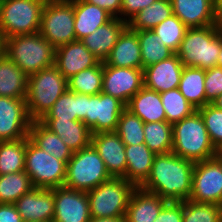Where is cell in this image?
<instances>
[{"mask_svg": "<svg viewBox=\"0 0 222 222\" xmlns=\"http://www.w3.org/2000/svg\"><path fill=\"white\" fill-rule=\"evenodd\" d=\"M194 164L173 152L155 155L150 175L140 188L168 202L189 200Z\"/></svg>", "mask_w": 222, "mask_h": 222, "instance_id": "obj_1", "label": "cell"}, {"mask_svg": "<svg viewBox=\"0 0 222 222\" xmlns=\"http://www.w3.org/2000/svg\"><path fill=\"white\" fill-rule=\"evenodd\" d=\"M171 152L193 162L217 156V150L211 143L204 121L197 110L172 125Z\"/></svg>", "mask_w": 222, "mask_h": 222, "instance_id": "obj_2", "label": "cell"}, {"mask_svg": "<svg viewBox=\"0 0 222 222\" xmlns=\"http://www.w3.org/2000/svg\"><path fill=\"white\" fill-rule=\"evenodd\" d=\"M222 22L206 27L188 28L176 55L185 67L203 70L217 66Z\"/></svg>", "mask_w": 222, "mask_h": 222, "instance_id": "obj_3", "label": "cell"}, {"mask_svg": "<svg viewBox=\"0 0 222 222\" xmlns=\"http://www.w3.org/2000/svg\"><path fill=\"white\" fill-rule=\"evenodd\" d=\"M3 53L28 76L54 65L55 47L40 33L4 39Z\"/></svg>", "mask_w": 222, "mask_h": 222, "instance_id": "obj_4", "label": "cell"}, {"mask_svg": "<svg viewBox=\"0 0 222 222\" xmlns=\"http://www.w3.org/2000/svg\"><path fill=\"white\" fill-rule=\"evenodd\" d=\"M67 89V79L55 65L29 75L25 102L30 118L40 120Z\"/></svg>", "mask_w": 222, "mask_h": 222, "instance_id": "obj_5", "label": "cell"}, {"mask_svg": "<svg viewBox=\"0 0 222 222\" xmlns=\"http://www.w3.org/2000/svg\"><path fill=\"white\" fill-rule=\"evenodd\" d=\"M110 178L104 161L90 144L74 152L67 162L64 187L88 192Z\"/></svg>", "mask_w": 222, "mask_h": 222, "instance_id": "obj_6", "label": "cell"}, {"mask_svg": "<svg viewBox=\"0 0 222 222\" xmlns=\"http://www.w3.org/2000/svg\"><path fill=\"white\" fill-rule=\"evenodd\" d=\"M136 186L122 177H111L87 192L90 216L98 218L125 217Z\"/></svg>", "mask_w": 222, "mask_h": 222, "instance_id": "obj_7", "label": "cell"}, {"mask_svg": "<svg viewBox=\"0 0 222 222\" xmlns=\"http://www.w3.org/2000/svg\"><path fill=\"white\" fill-rule=\"evenodd\" d=\"M47 0H0V33L3 40L39 33L41 13Z\"/></svg>", "mask_w": 222, "mask_h": 222, "instance_id": "obj_8", "label": "cell"}, {"mask_svg": "<svg viewBox=\"0 0 222 222\" xmlns=\"http://www.w3.org/2000/svg\"><path fill=\"white\" fill-rule=\"evenodd\" d=\"M39 33L55 48L75 41L74 0H47L41 13Z\"/></svg>", "mask_w": 222, "mask_h": 222, "instance_id": "obj_9", "label": "cell"}, {"mask_svg": "<svg viewBox=\"0 0 222 222\" xmlns=\"http://www.w3.org/2000/svg\"><path fill=\"white\" fill-rule=\"evenodd\" d=\"M35 188L53 189L64 186L66 163L36 146L27 137L25 170Z\"/></svg>", "mask_w": 222, "mask_h": 222, "instance_id": "obj_10", "label": "cell"}, {"mask_svg": "<svg viewBox=\"0 0 222 222\" xmlns=\"http://www.w3.org/2000/svg\"><path fill=\"white\" fill-rule=\"evenodd\" d=\"M189 200L222 206V160L218 156L195 162Z\"/></svg>", "mask_w": 222, "mask_h": 222, "instance_id": "obj_11", "label": "cell"}, {"mask_svg": "<svg viewBox=\"0 0 222 222\" xmlns=\"http://www.w3.org/2000/svg\"><path fill=\"white\" fill-rule=\"evenodd\" d=\"M125 109L122 101L103 92L87 95V113L82 122L92 134L116 131L118 119Z\"/></svg>", "mask_w": 222, "mask_h": 222, "instance_id": "obj_12", "label": "cell"}, {"mask_svg": "<svg viewBox=\"0 0 222 222\" xmlns=\"http://www.w3.org/2000/svg\"><path fill=\"white\" fill-rule=\"evenodd\" d=\"M143 86V69L113 67L103 63V93L111 95L127 105Z\"/></svg>", "mask_w": 222, "mask_h": 222, "instance_id": "obj_13", "label": "cell"}, {"mask_svg": "<svg viewBox=\"0 0 222 222\" xmlns=\"http://www.w3.org/2000/svg\"><path fill=\"white\" fill-rule=\"evenodd\" d=\"M32 121L25 99L0 96V141L28 137Z\"/></svg>", "mask_w": 222, "mask_h": 222, "instance_id": "obj_14", "label": "cell"}, {"mask_svg": "<svg viewBox=\"0 0 222 222\" xmlns=\"http://www.w3.org/2000/svg\"><path fill=\"white\" fill-rule=\"evenodd\" d=\"M87 192L66 187L54 188V218L52 222H89Z\"/></svg>", "mask_w": 222, "mask_h": 222, "instance_id": "obj_15", "label": "cell"}, {"mask_svg": "<svg viewBox=\"0 0 222 222\" xmlns=\"http://www.w3.org/2000/svg\"><path fill=\"white\" fill-rule=\"evenodd\" d=\"M91 144L104 161L110 176L126 179V145L118 134L115 131L92 134Z\"/></svg>", "mask_w": 222, "mask_h": 222, "instance_id": "obj_16", "label": "cell"}, {"mask_svg": "<svg viewBox=\"0 0 222 222\" xmlns=\"http://www.w3.org/2000/svg\"><path fill=\"white\" fill-rule=\"evenodd\" d=\"M23 222H52L54 218V188H32L14 203Z\"/></svg>", "mask_w": 222, "mask_h": 222, "instance_id": "obj_17", "label": "cell"}, {"mask_svg": "<svg viewBox=\"0 0 222 222\" xmlns=\"http://www.w3.org/2000/svg\"><path fill=\"white\" fill-rule=\"evenodd\" d=\"M100 60L89 51L81 40L55 48L54 65L66 79L78 72L96 66Z\"/></svg>", "mask_w": 222, "mask_h": 222, "instance_id": "obj_18", "label": "cell"}, {"mask_svg": "<svg viewBox=\"0 0 222 222\" xmlns=\"http://www.w3.org/2000/svg\"><path fill=\"white\" fill-rule=\"evenodd\" d=\"M183 64L174 53L169 58L143 69L144 86L159 93L176 89L179 86Z\"/></svg>", "mask_w": 222, "mask_h": 222, "instance_id": "obj_19", "label": "cell"}, {"mask_svg": "<svg viewBox=\"0 0 222 222\" xmlns=\"http://www.w3.org/2000/svg\"><path fill=\"white\" fill-rule=\"evenodd\" d=\"M173 14L188 28L217 25L222 21L217 16L212 0H171Z\"/></svg>", "mask_w": 222, "mask_h": 222, "instance_id": "obj_20", "label": "cell"}, {"mask_svg": "<svg viewBox=\"0 0 222 222\" xmlns=\"http://www.w3.org/2000/svg\"><path fill=\"white\" fill-rule=\"evenodd\" d=\"M103 63L113 67L142 69L137 32L127 26Z\"/></svg>", "mask_w": 222, "mask_h": 222, "instance_id": "obj_21", "label": "cell"}, {"mask_svg": "<svg viewBox=\"0 0 222 222\" xmlns=\"http://www.w3.org/2000/svg\"><path fill=\"white\" fill-rule=\"evenodd\" d=\"M39 121L57 134L73 153L91 144L92 132L82 121L59 118H41Z\"/></svg>", "mask_w": 222, "mask_h": 222, "instance_id": "obj_22", "label": "cell"}, {"mask_svg": "<svg viewBox=\"0 0 222 222\" xmlns=\"http://www.w3.org/2000/svg\"><path fill=\"white\" fill-rule=\"evenodd\" d=\"M126 27V21L121 20L119 17H113L81 41L91 53L101 62H104Z\"/></svg>", "mask_w": 222, "mask_h": 222, "instance_id": "obj_23", "label": "cell"}, {"mask_svg": "<svg viewBox=\"0 0 222 222\" xmlns=\"http://www.w3.org/2000/svg\"><path fill=\"white\" fill-rule=\"evenodd\" d=\"M167 203L168 201L159 195L136 187L130 197L125 220L126 222H154Z\"/></svg>", "mask_w": 222, "mask_h": 222, "instance_id": "obj_24", "label": "cell"}, {"mask_svg": "<svg viewBox=\"0 0 222 222\" xmlns=\"http://www.w3.org/2000/svg\"><path fill=\"white\" fill-rule=\"evenodd\" d=\"M113 18L106 10L84 0H74L76 40H82Z\"/></svg>", "mask_w": 222, "mask_h": 222, "instance_id": "obj_25", "label": "cell"}, {"mask_svg": "<svg viewBox=\"0 0 222 222\" xmlns=\"http://www.w3.org/2000/svg\"><path fill=\"white\" fill-rule=\"evenodd\" d=\"M126 109L144 123L166 121L160 93L145 86L130 99Z\"/></svg>", "mask_w": 222, "mask_h": 222, "instance_id": "obj_26", "label": "cell"}, {"mask_svg": "<svg viewBox=\"0 0 222 222\" xmlns=\"http://www.w3.org/2000/svg\"><path fill=\"white\" fill-rule=\"evenodd\" d=\"M126 180L140 187L149 177L154 154L145 143L126 145Z\"/></svg>", "mask_w": 222, "mask_h": 222, "instance_id": "obj_27", "label": "cell"}, {"mask_svg": "<svg viewBox=\"0 0 222 222\" xmlns=\"http://www.w3.org/2000/svg\"><path fill=\"white\" fill-rule=\"evenodd\" d=\"M28 75L4 53L0 56V96L26 98Z\"/></svg>", "mask_w": 222, "mask_h": 222, "instance_id": "obj_28", "label": "cell"}, {"mask_svg": "<svg viewBox=\"0 0 222 222\" xmlns=\"http://www.w3.org/2000/svg\"><path fill=\"white\" fill-rule=\"evenodd\" d=\"M28 137L40 149L53 155L56 159L64 161L66 164L72 157L73 152L61 138L39 120L32 121Z\"/></svg>", "mask_w": 222, "mask_h": 222, "instance_id": "obj_29", "label": "cell"}, {"mask_svg": "<svg viewBox=\"0 0 222 222\" xmlns=\"http://www.w3.org/2000/svg\"><path fill=\"white\" fill-rule=\"evenodd\" d=\"M87 113V95L68 89L56 100L42 118L82 121Z\"/></svg>", "mask_w": 222, "mask_h": 222, "instance_id": "obj_30", "label": "cell"}, {"mask_svg": "<svg viewBox=\"0 0 222 222\" xmlns=\"http://www.w3.org/2000/svg\"><path fill=\"white\" fill-rule=\"evenodd\" d=\"M205 70L196 67H183L179 91L197 110L206 105Z\"/></svg>", "mask_w": 222, "mask_h": 222, "instance_id": "obj_31", "label": "cell"}, {"mask_svg": "<svg viewBox=\"0 0 222 222\" xmlns=\"http://www.w3.org/2000/svg\"><path fill=\"white\" fill-rule=\"evenodd\" d=\"M173 15L171 0H157L142 9L128 22L127 26L133 30H150Z\"/></svg>", "mask_w": 222, "mask_h": 222, "instance_id": "obj_32", "label": "cell"}, {"mask_svg": "<svg viewBox=\"0 0 222 222\" xmlns=\"http://www.w3.org/2000/svg\"><path fill=\"white\" fill-rule=\"evenodd\" d=\"M136 32L140 42L142 69L165 60L174 54L152 29L138 30Z\"/></svg>", "mask_w": 222, "mask_h": 222, "instance_id": "obj_33", "label": "cell"}, {"mask_svg": "<svg viewBox=\"0 0 222 222\" xmlns=\"http://www.w3.org/2000/svg\"><path fill=\"white\" fill-rule=\"evenodd\" d=\"M27 137L13 141H0V175L25 170Z\"/></svg>", "mask_w": 222, "mask_h": 222, "instance_id": "obj_34", "label": "cell"}, {"mask_svg": "<svg viewBox=\"0 0 222 222\" xmlns=\"http://www.w3.org/2000/svg\"><path fill=\"white\" fill-rule=\"evenodd\" d=\"M103 62L82 70L67 79L68 90L85 95H98L102 92Z\"/></svg>", "mask_w": 222, "mask_h": 222, "instance_id": "obj_35", "label": "cell"}, {"mask_svg": "<svg viewBox=\"0 0 222 222\" xmlns=\"http://www.w3.org/2000/svg\"><path fill=\"white\" fill-rule=\"evenodd\" d=\"M144 143L156 155L172 151V124L167 121L144 123Z\"/></svg>", "mask_w": 222, "mask_h": 222, "instance_id": "obj_36", "label": "cell"}, {"mask_svg": "<svg viewBox=\"0 0 222 222\" xmlns=\"http://www.w3.org/2000/svg\"><path fill=\"white\" fill-rule=\"evenodd\" d=\"M33 187L25 171L0 175V203L14 204Z\"/></svg>", "mask_w": 222, "mask_h": 222, "instance_id": "obj_37", "label": "cell"}, {"mask_svg": "<svg viewBox=\"0 0 222 222\" xmlns=\"http://www.w3.org/2000/svg\"><path fill=\"white\" fill-rule=\"evenodd\" d=\"M160 96L166 121L172 125L192 115L197 110L185 99L178 88L160 93Z\"/></svg>", "mask_w": 222, "mask_h": 222, "instance_id": "obj_38", "label": "cell"}, {"mask_svg": "<svg viewBox=\"0 0 222 222\" xmlns=\"http://www.w3.org/2000/svg\"><path fill=\"white\" fill-rule=\"evenodd\" d=\"M125 145L144 143V122L129 110L125 109L118 119L115 131Z\"/></svg>", "mask_w": 222, "mask_h": 222, "instance_id": "obj_39", "label": "cell"}, {"mask_svg": "<svg viewBox=\"0 0 222 222\" xmlns=\"http://www.w3.org/2000/svg\"><path fill=\"white\" fill-rule=\"evenodd\" d=\"M153 32L160 37L165 46L176 53L185 37L188 27L176 16L171 15L154 27Z\"/></svg>", "mask_w": 222, "mask_h": 222, "instance_id": "obj_40", "label": "cell"}, {"mask_svg": "<svg viewBox=\"0 0 222 222\" xmlns=\"http://www.w3.org/2000/svg\"><path fill=\"white\" fill-rule=\"evenodd\" d=\"M182 203L183 222H222V206L191 200Z\"/></svg>", "mask_w": 222, "mask_h": 222, "instance_id": "obj_41", "label": "cell"}, {"mask_svg": "<svg viewBox=\"0 0 222 222\" xmlns=\"http://www.w3.org/2000/svg\"><path fill=\"white\" fill-rule=\"evenodd\" d=\"M197 111L201 114L211 143L218 150L222 147V110L208 103Z\"/></svg>", "mask_w": 222, "mask_h": 222, "instance_id": "obj_42", "label": "cell"}, {"mask_svg": "<svg viewBox=\"0 0 222 222\" xmlns=\"http://www.w3.org/2000/svg\"><path fill=\"white\" fill-rule=\"evenodd\" d=\"M206 104L211 103L222 94V68L215 66L205 70Z\"/></svg>", "mask_w": 222, "mask_h": 222, "instance_id": "obj_43", "label": "cell"}, {"mask_svg": "<svg viewBox=\"0 0 222 222\" xmlns=\"http://www.w3.org/2000/svg\"><path fill=\"white\" fill-rule=\"evenodd\" d=\"M154 222H183V203L168 202Z\"/></svg>", "mask_w": 222, "mask_h": 222, "instance_id": "obj_44", "label": "cell"}, {"mask_svg": "<svg viewBox=\"0 0 222 222\" xmlns=\"http://www.w3.org/2000/svg\"><path fill=\"white\" fill-rule=\"evenodd\" d=\"M155 1L157 0H122L120 19L128 22L138 12L150 6Z\"/></svg>", "mask_w": 222, "mask_h": 222, "instance_id": "obj_45", "label": "cell"}, {"mask_svg": "<svg viewBox=\"0 0 222 222\" xmlns=\"http://www.w3.org/2000/svg\"><path fill=\"white\" fill-rule=\"evenodd\" d=\"M84 1L106 10L113 17L120 18L122 0H84Z\"/></svg>", "mask_w": 222, "mask_h": 222, "instance_id": "obj_46", "label": "cell"}, {"mask_svg": "<svg viewBox=\"0 0 222 222\" xmlns=\"http://www.w3.org/2000/svg\"><path fill=\"white\" fill-rule=\"evenodd\" d=\"M0 222H23L14 204L0 203Z\"/></svg>", "mask_w": 222, "mask_h": 222, "instance_id": "obj_47", "label": "cell"}, {"mask_svg": "<svg viewBox=\"0 0 222 222\" xmlns=\"http://www.w3.org/2000/svg\"><path fill=\"white\" fill-rule=\"evenodd\" d=\"M89 222H126V220L125 217H116V218L91 217Z\"/></svg>", "mask_w": 222, "mask_h": 222, "instance_id": "obj_48", "label": "cell"}, {"mask_svg": "<svg viewBox=\"0 0 222 222\" xmlns=\"http://www.w3.org/2000/svg\"><path fill=\"white\" fill-rule=\"evenodd\" d=\"M212 2L217 16L222 21V0H212Z\"/></svg>", "mask_w": 222, "mask_h": 222, "instance_id": "obj_49", "label": "cell"}, {"mask_svg": "<svg viewBox=\"0 0 222 222\" xmlns=\"http://www.w3.org/2000/svg\"><path fill=\"white\" fill-rule=\"evenodd\" d=\"M217 66L222 68V27L220 29V52L218 56Z\"/></svg>", "mask_w": 222, "mask_h": 222, "instance_id": "obj_50", "label": "cell"}, {"mask_svg": "<svg viewBox=\"0 0 222 222\" xmlns=\"http://www.w3.org/2000/svg\"><path fill=\"white\" fill-rule=\"evenodd\" d=\"M212 105H214L216 108L222 110V94H220L217 98H215L212 102Z\"/></svg>", "mask_w": 222, "mask_h": 222, "instance_id": "obj_51", "label": "cell"}, {"mask_svg": "<svg viewBox=\"0 0 222 222\" xmlns=\"http://www.w3.org/2000/svg\"><path fill=\"white\" fill-rule=\"evenodd\" d=\"M3 49H4V40H3L2 35L0 33V56L3 54Z\"/></svg>", "mask_w": 222, "mask_h": 222, "instance_id": "obj_52", "label": "cell"}, {"mask_svg": "<svg viewBox=\"0 0 222 222\" xmlns=\"http://www.w3.org/2000/svg\"><path fill=\"white\" fill-rule=\"evenodd\" d=\"M217 156L222 160V147L217 150Z\"/></svg>", "mask_w": 222, "mask_h": 222, "instance_id": "obj_53", "label": "cell"}]
</instances>
